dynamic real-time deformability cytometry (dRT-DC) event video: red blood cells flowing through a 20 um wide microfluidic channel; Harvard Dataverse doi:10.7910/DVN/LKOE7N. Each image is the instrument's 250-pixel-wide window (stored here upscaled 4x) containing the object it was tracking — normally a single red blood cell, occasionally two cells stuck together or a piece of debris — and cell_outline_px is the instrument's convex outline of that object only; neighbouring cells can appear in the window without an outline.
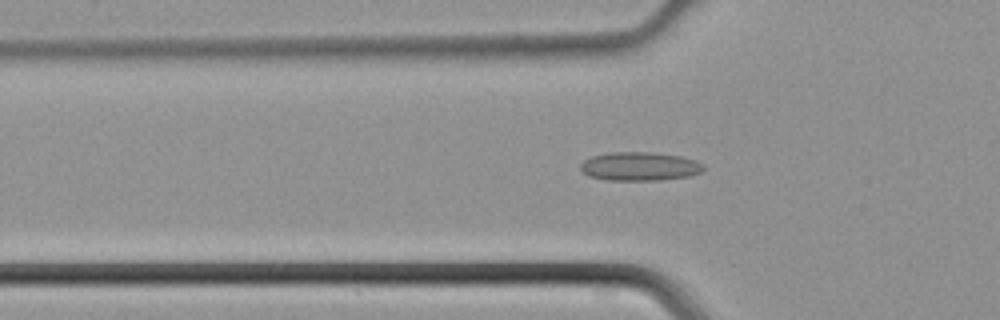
{"species": "common noctule bat (a hibernating species)", "species_latin": "Nyctalus noctula", "temperature_condition": "cold", "stored_images_in_passage": 45, "camera_frame_rate_fps": 3000, "um_per_image_px": 0.085, "animal": {"sex": "male", "body_mass_g": 21.5, "forearm_length_mm": 52.0}, "frame": {"image": 1, "passage_image": 15, "time_ms": 4.667, "image_size_px": [1000, 320], "cell_outline_px": [[704, 168], [700, 172], [688, 176], [660, 180], [608, 180], [588, 176], [580, 172], [580, 164], [584, 160], [592, 156], [608, 152], [652, 152], [680, 156], [696, 160], [704, 164]], "centroid_in_image_um": [54.34, 14.14], "position_along_channel_um": 71.5, "area_um2": 20.69}}
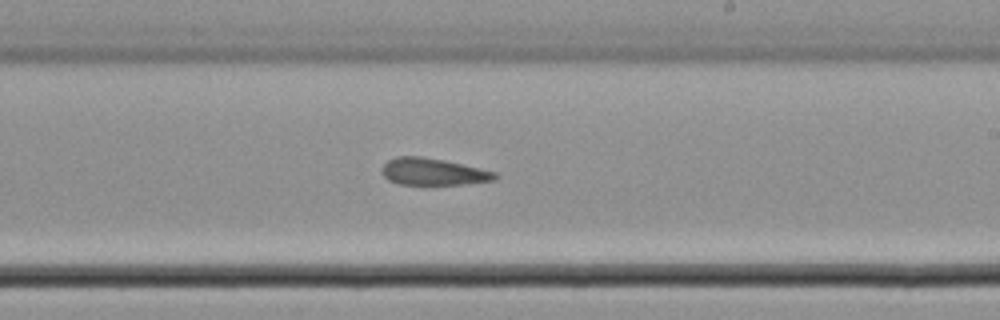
{"frame": {"image": 2, "passage_image": 27, "time_ms": 8.667, "image_size_px": [1000, 320], "cell_outline_px": [[500, 176], [496, 180], [464, 184], [400, 184], [388, 180], [380, 172], [380, 168], [388, 160], [396, 156], [420, 156], [444, 160], [496, 172]], "centroid_in_image_um": [36.8, 14.59], "position_along_channel_um": 252.2, "area_um2": 17.8}}
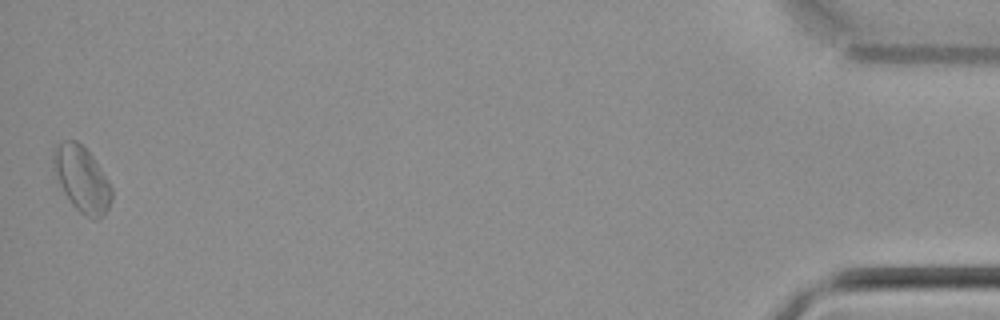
{"frame": {"image": 3, "passage_image": 45, "time_ms": 14.667, "image_size_px": [1000, 320], "cell_outline_px": [[112, 200], [108, 208], [96, 220], [92, 220], [84, 216], [72, 204], [64, 192], [52, 168], [52, 156], [56, 144], [64, 140], [76, 140], [84, 144], [108, 180], [112, 188]], "centroid_in_image_um": [6.94, 15.19], "position_along_channel_um": 428.3, "area_um2": 22.37}}